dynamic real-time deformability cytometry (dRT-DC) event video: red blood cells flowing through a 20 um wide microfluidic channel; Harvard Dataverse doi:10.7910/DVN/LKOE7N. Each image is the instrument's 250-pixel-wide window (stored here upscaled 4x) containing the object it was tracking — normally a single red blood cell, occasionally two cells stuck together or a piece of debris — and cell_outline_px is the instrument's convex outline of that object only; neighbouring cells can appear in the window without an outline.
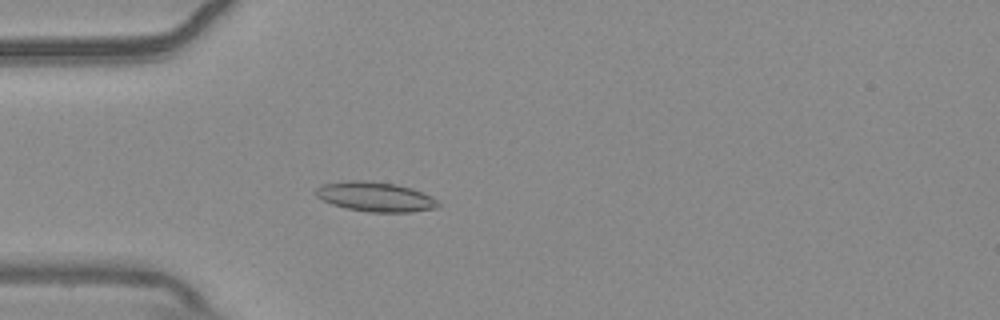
{"species": "common noctule bat (a hibernating species)", "species_latin": "Nyctalus noctula", "temperature_condition": "warm", "stored_images_in_passage": 55, "camera_frame_rate_fps": 3000, "um_per_image_px": 0.085, "animal": {"sex": "male", "body_mass_g": 20.4}, "frame": {"image": 1, "passage_image": 16, "time_ms": 5.0, "image_size_px": [1000, 320], "cell_outline_px": [[440, 204], [436, 208], [412, 212], [368, 212], [348, 208], [332, 204], [316, 196], [312, 192], [316, 188], [324, 184], [348, 180], [364, 180], [396, 184], [412, 188], [432, 196]], "centroid_in_image_um": [31.9, 16.72], "position_along_channel_um": 53.1, "area_um2": 21.15}}
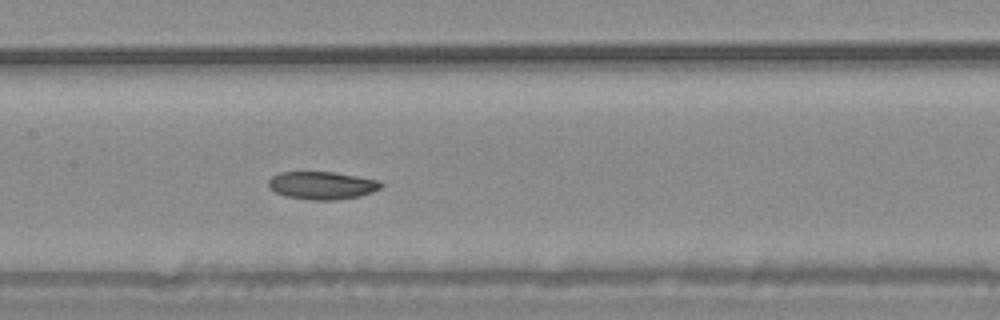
{"frame": {"image": 2, "passage_image": 27, "time_ms": 8.667, "image_size_px": [1000, 320], "cell_outline_px": [[384, 184], [380, 188], [372, 192], [360, 196], [332, 200], [316, 200], [284, 196], [268, 188], [268, 180], [272, 176], [280, 172], [332, 172], [380, 180]], "centroid_in_image_um": [27.36, 15.75], "position_along_channel_um": 180.0, "area_um2": 18.21}}
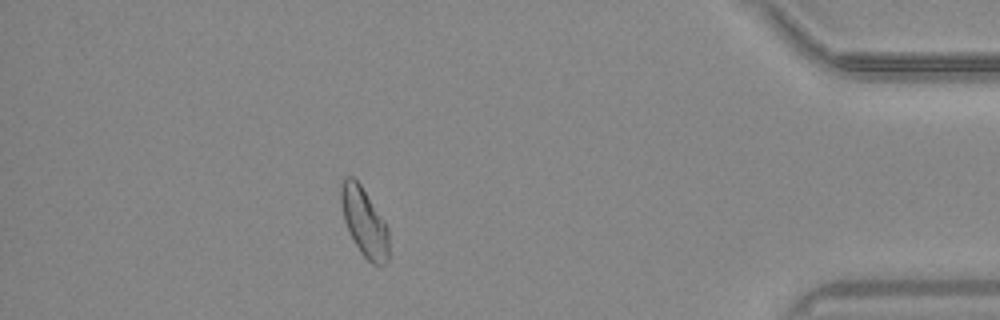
{"frame": {"image": 3, "passage_image": 49, "time_ms": 16.0, "image_size_px": [1000, 320], "cell_outline_px": [[388, 260], [384, 264], [372, 264], [360, 252], [344, 220], [340, 204], [340, 184], [344, 176], [352, 176], [360, 184], [384, 220], [388, 228]], "centroid_in_image_um": [30.94, 18.84], "position_along_channel_um": 404.3, "area_um2": 18.96}, "authors_computed_cell_mechanics": {"area_um2": 19.1318, "velocity_mm_per_s": 3.6695, "shape_relaxation_time_tau1_ms": 5.9509, "shape_relaxation_time_tau2_ms": null, "deformation_change_tau1": 0.1082, "deformation_change_tau2": null}}